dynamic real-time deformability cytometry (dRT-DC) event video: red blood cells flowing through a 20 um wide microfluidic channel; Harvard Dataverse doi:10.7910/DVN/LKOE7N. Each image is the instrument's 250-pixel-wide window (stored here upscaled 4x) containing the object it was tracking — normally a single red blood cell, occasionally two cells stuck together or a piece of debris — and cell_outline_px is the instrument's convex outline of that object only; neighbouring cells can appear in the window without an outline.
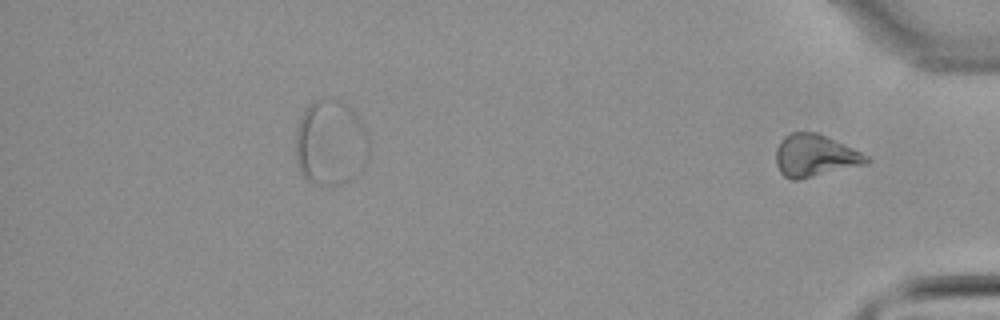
{"species": "common noctule bat (a hibernating species)", "species_latin": "Nyctalus noctula", "temperature_condition": "warm", "stored_images_in_passage": 32, "segment_of_instrument_passage": [2, 2], "camera_frame_rate_fps": 3000, "um_per_image_px": 0.085, "animal": {"sex": "male", "body_mass_g": 21.5, "forearm_length_mm": 52.0}, "frame": {"image": 1, "passage_image": 32, "time_ms": 10.333, "image_size_px": [1000, 320], "cell_outline_px": [[872, 160], [868, 164], [796, 180], [792, 180], [784, 176], [780, 172], [776, 164], [776, 148], [780, 140], [784, 136], [792, 132], [816, 132], [852, 148], [868, 156]], "centroid_in_image_um": [69.26, 13.24], "position_along_channel_um": 365.9, "area_um2": 22.2}}